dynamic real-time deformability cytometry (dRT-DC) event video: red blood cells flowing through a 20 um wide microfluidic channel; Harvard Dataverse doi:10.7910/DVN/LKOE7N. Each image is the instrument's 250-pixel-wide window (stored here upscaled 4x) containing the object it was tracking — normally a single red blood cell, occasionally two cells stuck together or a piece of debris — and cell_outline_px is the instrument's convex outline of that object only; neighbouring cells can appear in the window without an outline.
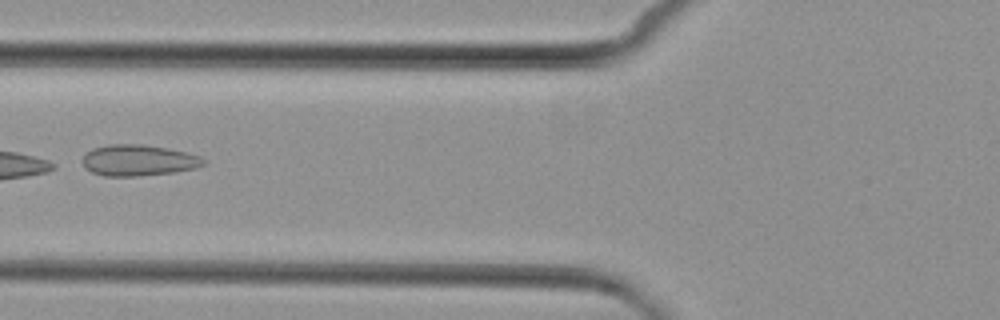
{"species": "common noctule bat (a hibernating species)", "species_latin": "Nyctalus noctula", "temperature_condition": "cold", "stored_images_in_passage": 5, "camera_frame_rate_fps": 3000, "um_per_image_px": 0.085, "animal": {"sex": "female", "body_mass_g": 29.2, "forearm_length_mm": 56.3}, "frame": {"image": 1, "passage_image": 5, "time_ms": 4.667, "image_size_px": [1000, 320], "cell_outline_px": [[208, 164], [196, 168], [172, 172], [136, 176], [104, 176], [92, 172], [84, 168], [84, 156], [92, 148], [108, 144], [144, 144], [168, 148], [200, 156], [208, 160]], "centroid_in_image_um": [11.8, 13.62], "position_along_channel_um": 114.0, "area_um2": 22.02}}